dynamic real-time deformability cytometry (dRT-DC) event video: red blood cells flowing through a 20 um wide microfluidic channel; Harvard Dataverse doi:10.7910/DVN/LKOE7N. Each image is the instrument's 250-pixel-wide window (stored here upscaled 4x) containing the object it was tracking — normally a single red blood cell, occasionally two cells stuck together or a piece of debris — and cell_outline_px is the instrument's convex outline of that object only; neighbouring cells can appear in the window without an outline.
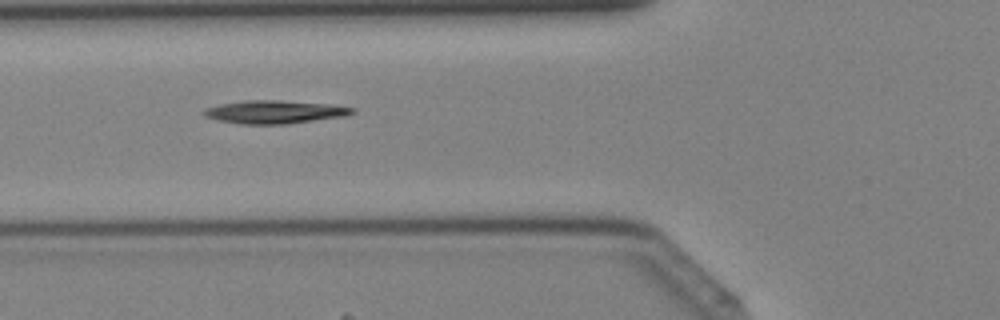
{"species": "Egyptian fruit bat (a non-hibernating species)", "species_latin": "Rousettus aegyptiacus", "temperature_condition": "cold", "stored_images_in_passage": 31, "camera_frame_rate_fps": 3000, "um_per_image_px": 0.085, "animal": {"sex": "female"}, "frame": {"image": 1, "passage_image": 5, "time_ms": 1.333, "image_size_px": [1000, 320], "cell_outline_px": [[356, 112], [344, 116], [288, 124], [240, 124], [220, 120], [208, 116], [204, 112], [204, 108], [220, 104], [248, 100], [280, 100], [328, 104], [356, 108]], "centroid_in_image_um": [23.4, 9.51], "position_along_channel_um": 102.4, "area_um2": 19.77}}
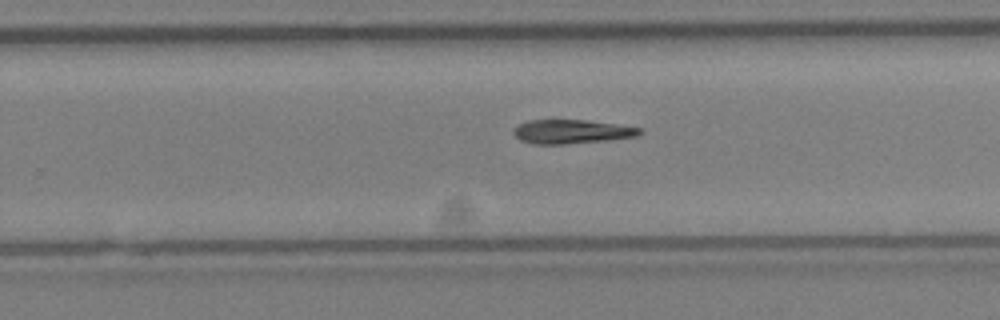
{"frame": {"image": 2, "passage_image": 16, "time_ms": 5.0, "image_size_px": [1000, 320], "cell_outline_px": [[644, 132], [640, 136], [612, 140], [564, 144], [532, 144], [520, 140], [512, 132], [520, 124], [528, 120], [584, 120], [640, 128]], "centroid_in_image_um": [48.62, 11.2], "position_along_channel_um": 281.2, "area_um2": 17.57}}
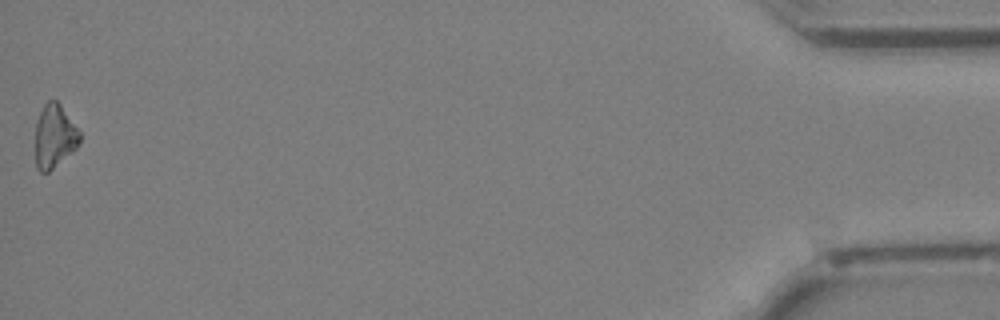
{"frame": {"image": 3, "passage_image": 31, "time_ms": 10.0, "image_size_px": [1000, 320], "cell_outline_px": [[80, 140], [76, 148], [72, 152], [48, 172], [40, 172], [36, 168], [36, 120], [44, 104], [48, 100], [56, 100], [60, 104], [80, 132]], "centroid_in_image_um": [4.62, 11.58], "position_along_channel_um": 430.6, "area_um2": 16.24}}